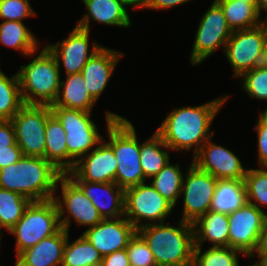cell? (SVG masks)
<instances>
[{"instance_id": "8992f818", "label": "cell", "mask_w": 267, "mask_h": 266, "mask_svg": "<svg viewBox=\"0 0 267 266\" xmlns=\"http://www.w3.org/2000/svg\"><path fill=\"white\" fill-rule=\"evenodd\" d=\"M62 229L53 199L31 201L23 217L8 231L16 237V256Z\"/></svg>"}, {"instance_id": "74e56055", "label": "cell", "mask_w": 267, "mask_h": 266, "mask_svg": "<svg viewBox=\"0 0 267 266\" xmlns=\"http://www.w3.org/2000/svg\"><path fill=\"white\" fill-rule=\"evenodd\" d=\"M29 0H0V19L19 21L36 16Z\"/></svg>"}, {"instance_id": "cb8c5ba5", "label": "cell", "mask_w": 267, "mask_h": 266, "mask_svg": "<svg viewBox=\"0 0 267 266\" xmlns=\"http://www.w3.org/2000/svg\"><path fill=\"white\" fill-rule=\"evenodd\" d=\"M97 101L90 95L81 73L66 75L61 79L58 96L50 107L91 112Z\"/></svg>"}, {"instance_id": "e575fe53", "label": "cell", "mask_w": 267, "mask_h": 266, "mask_svg": "<svg viewBox=\"0 0 267 266\" xmlns=\"http://www.w3.org/2000/svg\"><path fill=\"white\" fill-rule=\"evenodd\" d=\"M258 168H248L244 182L248 203L264 211L261 207H267V167Z\"/></svg>"}, {"instance_id": "83f0119b", "label": "cell", "mask_w": 267, "mask_h": 266, "mask_svg": "<svg viewBox=\"0 0 267 266\" xmlns=\"http://www.w3.org/2000/svg\"><path fill=\"white\" fill-rule=\"evenodd\" d=\"M153 133L149 139L140 143V165L146 180L158 174L170 161L169 150L171 149L156 131Z\"/></svg>"}, {"instance_id": "6da1fadb", "label": "cell", "mask_w": 267, "mask_h": 266, "mask_svg": "<svg viewBox=\"0 0 267 266\" xmlns=\"http://www.w3.org/2000/svg\"><path fill=\"white\" fill-rule=\"evenodd\" d=\"M230 95H222L205 104L174 108L162 121L156 132L172 150L186 152L193 148L194 156L215 130L210 127L216 114L225 105Z\"/></svg>"}, {"instance_id": "ab89813d", "label": "cell", "mask_w": 267, "mask_h": 266, "mask_svg": "<svg viewBox=\"0 0 267 266\" xmlns=\"http://www.w3.org/2000/svg\"><path fill=\"white\" fill-rule=\"evenodd\" d=\"M18 146L13 124L10 120H0V150Z\"/></svg>"}, {"instance_id": "ee69618b", "label": "cell", "mask_w": 267, "mask_h": 266, "mask_svg": "<svg viewBox=\"0 0 267 266\" xmlns=\"http://www.w3.org/2000/svg\"><path fill=\"white\" fill-rule=\"evenodd\" d=\"M254 253H267V221L259 235L257 248Z\"/></svg>"}, {"instance_id": "bcb514c9", "label": "cell", "mask_w": 267, "mask_h": 266, "mask_svg": "<svg viewBox=\"0 0 267 266\" xmlns=\"http://www.w3.org/2000/svg\"><path fill=\"white\" fill-rule=\"evenodd\" d=\"M257 11L259 14V17L262 18L261 14L265 12L266 16L261 20L262 23H267V0H258V6Z\"/></svg>"}, {"instance_id": "1f68e13d", "label": "cell", "mask_w": 267, "mask_h": 266, "mask_svg": "<svg viewBox=\"0 0 267 266\" xmlns=\"http://www.w3.org/2000/svg\"><path fill=\"white\" fill-rule=\"evenodd\" d=\"M69 241L68 235L61 266L101 264L102 256L83 234L72 243Z\"/></svg>"}, {"instance_id": "b9f144b4", "label": "cell", "mask_w": 267, "mask_h": 266, "mask_svg": "<svg viewBox=\"0 0 267 266\" xmlns=\"http://www.w3.org/2000/svg\"><path fill=\"white\" fill-rule=\"evenodd\" d=\"M22 156L18 146H9V149L0 150V169L16 163Z\"/></svg>"}, {"instance_id": "52a82bcc", "label": "cell", "mask_w": 267, "mask_h": 266, "mask_svg": "<svg viewBox=\"0 0 267 266\" xmlns=\"http://www.w3.org/2000/svg\"><path fill=\"white\" fill-rule=\"evenodd\" d=\"M51 110L66 132L67 172H69L75 163L97 147L104 137L100 135L96 122L91 118V112L64 107H51Z\"/></svg>"}, {"instance_id": "f546056e", "label": "cell", "mask_w": 267, "mask_h": 266, "mask_svg": "<svg viewBox=\"0 0 267 266\" xmlns=\"http://www.w3.org/2000/svg\"><path fill=\"white\" fill-rule=\"evenodd\" d=\"M178 163L171 164L170 161L163 169L150 178L151 185L174 207L180 199L184 174Z\"/></svg>"}, {"instance_id": "836d02e7", "label": "cell", "mask_w": 267, "mask_h": 266, "mask_svg": "<svg viewBox=\"0 0 267 266\" xmlns=\"http://www.w3.org/2000/svg\"><path fill=\"white\" fill-rule=\"evenodd\" d=\"M240 250L231 247H209L202 253V246H195L192 266H239Z\"/></svg>"}, {"instance_id": "4fadbf2b", "label": "cell", "mask_w": 267, "mask_h": 266, "mask_svg": "<svg viewBox=\"0 0 267 266\" xmlns=\"http://www.w3.org/2000/svg\"><path fill=\"white\" fill-rule=\"evenodd\" d=\"M185 170L180 195L183 199V212L180 219L193 224L209 211L217 178L192 162Z\"/></svg>"}, {"instance_id": "7402d4cb", "label": "cell", "mask_w": 267, "mask_h": 266, "mask_svg": "<svg viewBox=\"0 0 267 266\" xmlns=\"http://www.w3.org/2000/svg\"><path fill=\"white\" fill-rule=\"evenodd\" d=\"M69 232L61 229L16 256L15 266H61Z\"/></svg>"}, {"instance_id": "f5cc1de1", "label": "cell", "mask_w": 267, "mask_h": 266, "mask_svg": "<svg viewBox=\"0 0 267 266\" xmlns=\"http://www.w3.org/2000/svg\"><path fill=\"white\" fill-rule=\"evenodd\" d=\"M250 266H259V265L255 262L254 264H252Z\"/></svg>"}, {"instance_id": "4dcf8cb0", "label": "cell", "mask_w": 267, "mask_h": 266, "mask_svg": "<svg viewBox=\"0 0 267 266\" xmlns=\"http://www.w3.org/2000/svg\"><path fill=\"white\" fill-rule=\"evenodd\" d=\"M23 105L18 74L8 77L0 68V120H11Z\"/></svg>"}, {"instance_id": "8d00e7d4", "label": "cell", "mask_w": 267, "mask_h": 266, "mask_svg": "<svg viewBox=\"0 0 267 266\" xmlns=\"http://www.w3.org/2000/svg\"><path fill=\"white\" fill-rule=\"evenodd\" d=\"M126 250L131 266H157L147 242L138 232L130 239Z\"/></svg>"}, {"instance_id": "816d5d0a", "label": "cell", "mask_w": 267, "mask_h": 266, "mask_svg": "<svg viewBox=\"0 0 267 266\" xmlns=\"http://www.w3.org/2000/svg\"><path fill=\"white\" fill-rule=\"evenodd\" d=\"M85 266H101V264H89V265H85Z\"/></svg>"}, {"instance_id": "2e32d148", "label": "cell", "mask_w": 267, "mask_h": 266, "mask_svg": "<svg viewBox=\"0 0 267 266\" xmlns=\"http://www.w3.org/2000/svg\"><path fill=\"white\" fill-rule=\"evenodd\" d=\"M192 163L217 179H244L248 170L234 152L214 143L212 137L193 156Z\"/></svg>"}, {"instance_id": "4316f807", "label": "cell", "mask_w": 267, "mask_h": 266, "mask_svg": "<svg viewBox=\"0 0 267 266\" xmlns=\"http://www.w3.org/2000/svg\"><path fill=\"white\" fill-rule=\"evenodd\" d=\"M65 134L66 132L62 124L51 113L47 118L45 128V159L63 174L67 173V144Z\"/></svg>"}, {"instance_id": "f35d334b", "label": "cell", "mask_w": 267, "mask_h": 266, "mask_svg": "<svg viewBox=\"0 0 267 266\" xmlns=\"http://www.w3.org/2000/svg\"><path fill=\"white\" fill-rule=\"evenodd\" d=\"M254 130L257 133V158L259 167H267V122L259 115Z\"/></svg>"}, {"instance_id": "8fae6325", "label": "cell", "mask_w": 267, "mask_h": 266, "mask_svg": "<svg viewBox=\"0 0 267 266\" xmlns=\"http://www.w3.org/2000/svg\"><path fill=\"white\" fill-rule=\"evenodd\" d=\"M232 33L233 31L226 21L223 10L213 0L200 18L190 54L191 64L193 66L200 65L222 47L224 51Z\"/></svg>"}, {"instance_id": "9a60e30c", "label": "cell", "mask_w": 267, "mask_h": 266, "mask_svg": "<svg viewBox=\"0 0 267 266\" xmlns=\"http://www.w3.org/2000/svg\"><path fill=\"white\" fill-rule=\"evenodd\" d=\"M89 32L75 26L63 41L45 45L55 56L58 67H64L65 76L81 73L88 60L103 47L97 41L90 46Z\"/></svg>"}, {"instance_id": "f6af8a7d", "label": "cell", "mask_w": 267, "mask_h": 266, "mask_svg": "<svg viewBox=\"0 0 267 266\" xmlns=\"http://www.w3.org/2000/svg\"><path fill=\"white\" fill-rule=\"evenodd\" d=\"M126 6L132 7L134 9H151L153 5V0H124Z\"/></svg>"}, {"instance_id": "d590c367", "label": "cell", "mask_w": 267, "mask_h": 266, "mask_svg": "<svg viewBox=\"0 0 267 266\" xmlns=\"http://www.w3.org/2000/svg\"><path fill=\"white\" fill-rule=\"evenodd\" d=\"M239 78L242 79V89L249 95V98L267 102V66H257L244 72Z\"/></svg>"}, {"instance_id": "30bf717a", "label": "cell", "mask_w": 267, "mask_h": 266, "mask_svg": "<svg viewBox=\"0 0 267 266\" xmlns=\"http://www.w3.org/2000/svg\"><path fill=\"white\" fill-rule=\"evenodd\" d=\"M59 188L61 189V197L60 194L59 196L56 195ZM53 200L58 208L61 227L67 232H69L73 220L76 224L88 228L103 220L92 201L66 174L59 178ZM67 213L68 215L64 217Z\"/></svg>"}, {"instance_id": "e0dca14e", "label": "cell", "mask_w": 267, "mask_h": 266, "mask_svg": "<svg viewBox=\"0 0 267 266\" xmlns=\"http://www.w3.org/2000/svg\"><path fill=\"white\" fill-rule=\"evenodd\" d=\"M117 160L113 149L104 141L85 156L66 175L72 181L115 182Z\"/></svg>"}, {"instance_id": "d4e9b609", "label": "cell", "mask_w": 267, "mask_h": 266, "mask_svg": "<svg viewBox=\"0 0 267 266\" xmlns=\"http://www.w3.org/2000/svg\"><path fill=\"white\" fill-rule=\"evenodd\" d=\"M247 202L244 179H217L209 210L229 215Z\"/></svg>"}, {"instance_id": "484cf974", "label": "cell", "mask_w": 267, "mask_h": 266, "mask_svg": "<svg viewBox=\"0 0 267 266\" xmlns=\"http://www.w3.org/2000/svg\"><path fill=\"white\" fill-rule=\"evenodd\" d=\"M28 28L24 22L2 21L0 23V43L6 47L19 50L24 56L32 58L33 55L38 53L42 43H39L37 37Z\"/></svg>"}, {"instance_id": "d6a6232c", "label": "cell", "mask_w": 267, "mask_h": 266, "mask_svg": "<svg viewBox=\"0 0 267 266\" xmlns=\"http://www.w3.org/2000/svg\"><path fill=\"white\" fill-rule=\"evenodd\" d=\"M30 200L19 193L0 188V233L9 231L22 217Z\"/></svg>"}, {"instance_id": "d6986e66", "label": "cell", "mask_w": 267, "mask_h": 266, "mask_svg": "<svg viewBox=\"0 0 267 266\" xmlns=\"http://www.w3.org/2000/svg\"><path fill=\"white\" fill-rule=\"evenodd\" d=\"M123 52L101 47L86 63L81 71V75L87 85L90 95L98 101L120 59L124 57Z\"/></svg>"}, {"instance_id": "f907efd6", "label": "cell", "mask_w": 267, "mask_h": 266, "mask_svg": "<svg viewBox=\"0 0 267 266\" xmlns=\"http://www.w3.org/2000/svg\"><path fill=\"white\" fill-rule=\"evenodd\" d=\"M259 115L267 122V106L262 112L260 111Z\"/></svg>"}, {"instance_id": "60d3db41", "label": "cell", "mask_w": 267, "mask_h": 266, "mask_svg": "<svg viewBox=\"0 0 267 266\" xmlns=\"http://www.w3.org/2000/svg\"><path fill=\"white\" fill-rule=\"evenodd\" d=\"M101 266H131L127 250L115 251L102 257Z\"/></svg>"}, {"instance_id": "5b68a950", "label": "cell", "mask_w": 267, "mask_h": 266, "mask_svg": "<svg viewBox=\"0 0 267 266\" xmlns=\"http://www.w3.org/2000/svg\"><path fill=\"white\" fill-rule=\"evenodd\" d=\"M17 74L24 104L49 105L56 100L61 82V70L55 56L45 46Z\"/></svg>"}, {"instance_id": "9c48e42d", "label": "cell", "mask_w": 267, "mask_h": 266, "mask_svg": "<svg viewBox=\"0 0 267 266\" xmlns=\"http://www.w3.org/2000/svg\"><path fill=\"white\" fill-rule=\"evenodd\" d=\"M51 113L49 105L24 104L10 120L23 156L45 158V128Z\"/></svg>"}, {"instance_id": "7bdbcfd3", "label": "cell", "mask_w": 267, "mask_h": 266, "mask_svg": "<svg viewBox=\"0 0 267 266\" xmlns=\"http://www.w3.org/2000/svg\"><path fill=\"white\" fill-rule=\"evenodd\" d=\"M191 0H153V5L151 6V9L153 10H165L169 8H174L178 5L186 4Z\"/></svg>"}, {"instance_id": "c3c4849f", "label": "cell", "mask_w": 267, "mask_h": 266, "mask_svg": "<svg viewBox=\"0 0 267 266\" xmlns=\"http://www.w3.org/2000/svg\"><path fill=\"white\" fill-rule=\"evenodd\" d=\"M263 65L267 66V23H264V57Z\"/></svg>"}, {"instance_id": "f1b7e54d", "label": "cell", "mask_w": 267, "mask_h": 266, "mask_svg": "<svg viewBox=\"0 0 267 266\" xmlns=\"http://www.w3.org/2000/svg\"><path fill=\"white\" fill-rule=\"evenodd\" d=\"M223 10L226 21L232 31L250 29L262 22L257 9L240 0H215Z\"/></svg>"}, {"instance_id": "ba28073f", "label": "cell", "mask_w": 267, "mask_h": 266, "mask_svg": "<svg viewBox=\"0 0 267 266\" xmlns=\"http://www.w3.org/2000/svg\"><path fill=\"white\" fill-rule=\"evenodd\" d=\"M174 210L150 183H141L125 189L124 217L138 230L149 224L164 223ZM144 221V222H143Z\"/></svg>"}, {"instance_id": "3957f363", "label": "cell", "mask_w": 267, "mask_h": 266, "mask_svg": "<svg viewBox=\"0 0 267 266\" xmlns=\"http://www.w3.org/2000/svg\"><path fill=\"white\" fill-rule=\"evenodd\" d=\"M157 223L140 227L137 232L147 242L157 266H192L195 239L190 222H177V226Z\"/></svg>"}, {"instance_id": "7a4b0ae2", "label": "cell", "mask_w": 267, "mask_h": 266, "mask_svg": "<svg viewBox=\"0 0 267 266\" xmlns=\"http://www.w3.org/2000/svg\"><path fill=\"white\" fill-rule=\"evenodd\" d=\"M62 175L43 157L22 156L16 163L0 169V188L19 193L30 201L53 199Z\"/></svg>"}, {"instance_id": "277c9868", "label": "cell", "mask_w": 267, "mask_h": 266, "mask_svg": "<svg viewBox=\"0 0 267 266\" xmlns=\"http://www.w3.org/2000/svg\"><path fill=\"white\" fill-rule=\"evenodd\" d=\"M108 142L117 160L115 183L124 190L145 183L140 165V143L132 122L112 111L105 112Z\"/></svg>"}, {"instance_id": "ac0fdd59", "label": "cell", "mask_w": 267, "mask_h": 266, "mask_svg": "<svg viewBox=\"0 0 267 266\" xmlns=\"http://www.w3.org/2000/svg\"><path fill=\"white\" fill-rule=\"evenodd\" d=\"M137 229L124 216L103 219L83 233L102 257L126 249Z\"/></svg>"}, {"instance_id": "681fc988", "label": "cell", "mask_w": 267, "mask_h": 266, "mask_svg": "<svg viewBox=\"0 0 267 266\" xmlns=\"http://www.w3.org/2000/svg\"><path fill=\"white\" fill-rule=\"evenodd\" d=\"M240 1H243V2L248 3V4H252L257 9L258 0H240Z\"/></svg>"}, {"instance_id": "ffe728a7", "label": "cell", "mask_w": 267, "mask_h": 266, "mask_svg": "<svg viewBox=\"0 0 267 266\" xmlns=\"http://www.w3.org/2000/svg\"><path fill=\"white\" fill-rule=\"evenodd\" d=\"M89 198L103 219L124 216L125 190L115 182L73 181Z\"/></svg>"}, {"instance_id": "7c38bea8", "label": "cell", "mask_w": 267, "mask_h": 266, "mask_svg": "<svg viewBox=\"0 0 267 266\" xmlns=\"http://www.w3.org/2000/svg\"><path fill=\"white\" fill-rule=\"evenodd\" d=\"M224 55L232 67V78L263 65L264 23L250 28L233 31L226 43Z\"/></svg>"}, {"instance_id": "7dc6e473", "label": "cell", "mask_w": 267, "mask_h": 266, "mask_svg": "<svg viewBox=\"0 0 267 266\" xmlns=\"http://www.w3.org/2000/svg\"><path fill=\"white\" fill-rule=\"evenodd\" d=\"M257 254V256H256ZM257 257V261H255L259 266H267V253H253L251 256H250V259L251 258H254V257Z\"/></svg>"}, {"instance_id": "5bb4252c", "label": "cell", "mask_w": 267, "mask_h": 266, "mask_svg": "<svg viewBox=\"0 0 267 266\" xmlns=\"http://www.w3.org/2000/svg\"><path fill=\"white\" fill-rule=\"evenodd\" d=\"M229 247L250 257L256 250L259 235L267 221V213L251 203H246L228 215Z\"/></svg>"}, {"instance_id": "44dd1931", "label": "cell", "mask_w": 267, "mask_h": 266, "mask_svg": "<svg viewBox=\"0 0 267 266\" xmlns=\"http://www.w3.org/2000/svg\"><path fill=\"white\" fill-rule=\"evenodd\" d=\"M87 13L77 21L75 26L90 30V21L103 25L129 28L132 25L130 15L124 0H81Z\"/></svg>"}, {"instance_id": "603a6c76", "label": "cell", "mask_w": 267, "mask_h": 266, "mask_svg": "<svg viewBox=\"0 0 267 266\" xmlns=\"http://www.w3.org/2000/svg\"><path fill=\"white\" fill-rule=\"evenodd\" d=\"M228 223V215L209 210L193 223L195 246L208 241L212 247H228Z\"/></svg>"}]
</instances>
